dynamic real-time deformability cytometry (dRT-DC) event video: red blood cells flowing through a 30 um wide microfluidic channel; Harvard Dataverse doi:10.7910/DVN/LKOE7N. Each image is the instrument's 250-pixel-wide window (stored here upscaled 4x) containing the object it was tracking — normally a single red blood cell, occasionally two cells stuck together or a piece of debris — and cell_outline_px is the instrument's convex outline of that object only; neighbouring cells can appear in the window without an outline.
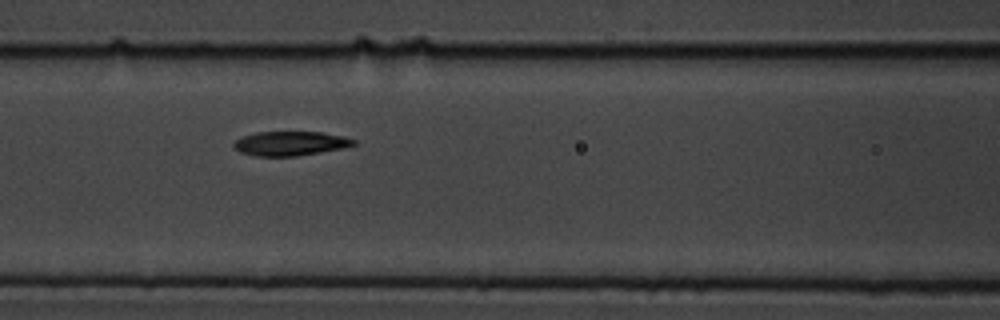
{"species": "common noctule bat (a hibernating species)", "species_latin": "Nyctalus noctula", "temperature_condition": "cold", "stored_images_in_passage": 9, "camera_frame_rate_fps": 3000, "um_per_image_px": 0.085, "animal": {"sex": "male", "body_mass_g": 19.5, "forearm_length_mm": 54.6}, "frame": {"image": 1, "passage_image": 8, "time_ms": 2.333, "image_size_px": [1000, 320], "cell_outline_px": [[356, 144], [344, 148], [296, 156], [256, 156], [240, 152], [232, 144], [240, 136], [256, 132], [320, 132], [344, 136], [356, 140]], "centroid_in_image_um": [24.67, 12.19], "position_along_channel_um": 141.9, "area_um2": 16.99}}
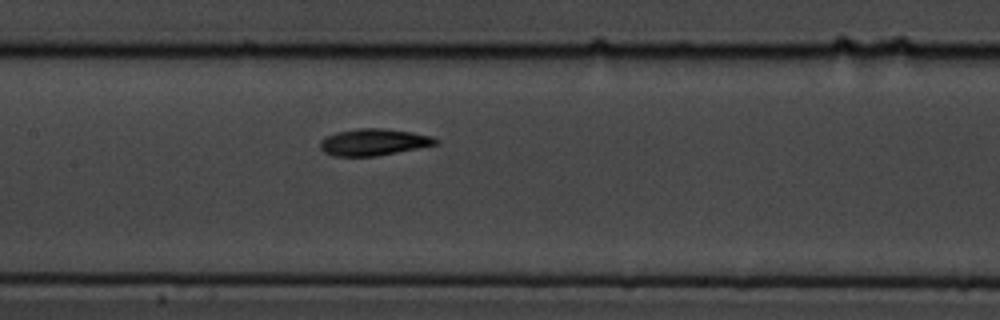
{"frame": {"image": 2, "passage_image": 9, "time_ms": 2.667, "image_size_px": [1000, 320], "cell_outline_px": [[440, 144], [376, 156], [336, 156], [324, 152], [320, 148], [320, 140], [324, 136], [336, 132], [360, 128], [384, 128], [412, 132], [432, 136], [440, 140]], "centroid_in_image_um": [31.78, 12.07], "position_along_channel_um": 175.6, "area_um2": 18.15}}